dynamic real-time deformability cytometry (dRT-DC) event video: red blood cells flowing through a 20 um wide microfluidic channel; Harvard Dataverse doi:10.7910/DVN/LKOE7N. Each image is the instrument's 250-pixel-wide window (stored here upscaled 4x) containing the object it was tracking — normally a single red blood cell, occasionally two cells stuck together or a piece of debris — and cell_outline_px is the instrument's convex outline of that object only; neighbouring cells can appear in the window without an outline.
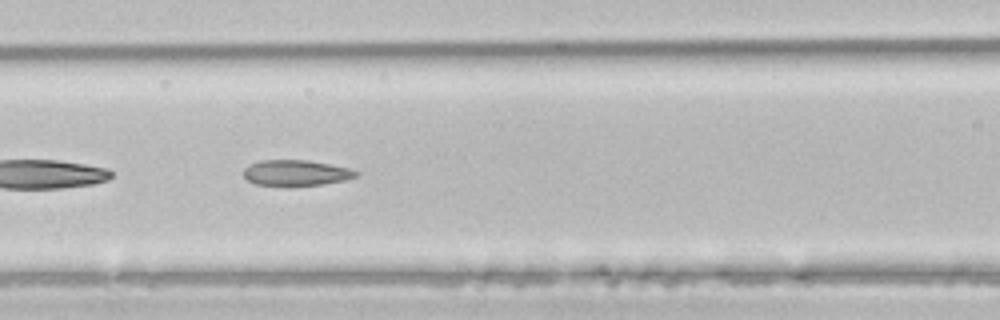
{"species": "common noctule bat (a hibernating species)", "species_latin": "Nyctalus noctula", "temperature_condition": "room temperature", "stored_images_in_passage": 49, "camera_frame_rate_fps": 3000, "um_per_image_px": 0.085, "animal": {"sex": "male", "body_mass_g": 21.5, "forearm_length_mm": 52.0}, "frame": {"image": 1, "passage_image": 21, "time_ms": 6.667, "image_size_px": [1000, 320], "cell_outline_px": [[360, 172], [356, 176], [344, 180], [324, 184], [288, 188], [284, 188], [256, 184], [248, 180], [244, 176], [244, 168], [260, 160], [308, 160], [348, 168]], "centroid_in_image_um": [25.13, 14.73], "position_along_channel_um": 141.5, "area_um2": 17.28}}
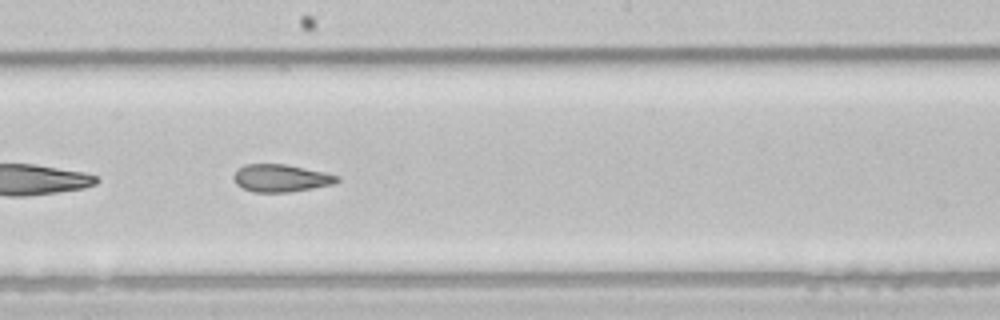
{"frame": {"image": 2, "passage_image": 27, "time_ms": 8.667, "image_size_px": [1000, 320], "cell_outline_px": [[340, 180], [332, 184], [312, 188], [288, 192], [256, 192], [244, 188], [236, 184], [232, 176], [236, 168], [244, 164], [284, 164], [324, 172], [340, 176]], "centroid_in_image_um": [23.84, 15.13], "position_along_channel_um": 224.4, "area_um2": 16.53}}
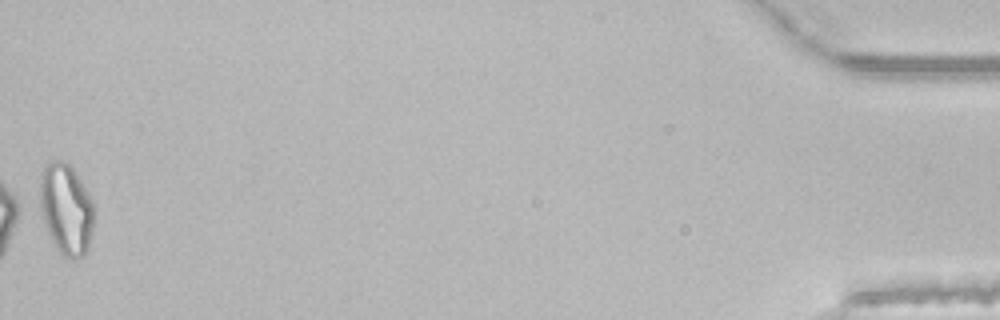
{"frame": {"image": 3, "passage_image": 49, "time_ms": 16.0, "image_size_px": [1000, 320], "cell_outline_px": [[96, 208], [92, 236], [88, 252], [84, 256], [64, 256], [56, 248], [48, 232], [44, 220], [40, 204], [40, 180], [44, 168], [52, 160], [60, 160], [68, 164], [72, 168], [88, 192]], "centroid_in_image_um": [5.67, 17.78], "position_along_channel_um": 429.5, "area_um2": 28.61}, "authors_computed_cell_mechanics": {"area_um2": 20.5768, "velocity_mm_per_s": 4.1302, "shape_relaxation_time_tau1_ms": null, "shape_relaxation_time_tau2_ms": 1.912, "deformation_change_tau1": null, "deformation_change_tau2": 0.088}}